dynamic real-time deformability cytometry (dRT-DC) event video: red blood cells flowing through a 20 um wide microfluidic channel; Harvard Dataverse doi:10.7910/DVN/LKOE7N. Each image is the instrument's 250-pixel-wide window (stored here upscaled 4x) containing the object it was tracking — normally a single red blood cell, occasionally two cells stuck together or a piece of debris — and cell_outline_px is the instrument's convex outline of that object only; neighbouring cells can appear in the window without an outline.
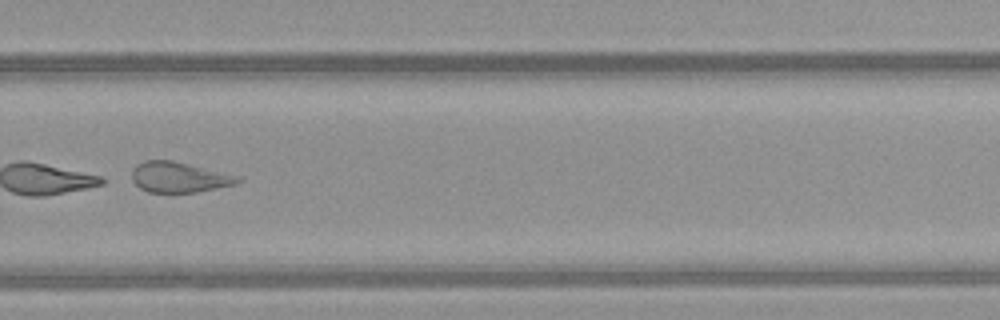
{"species": "common noctule bat (a hibernating species)", "species_latin": "Nyctalus noctula", "temperature_condition": "warm", "stored_images_in_passage": 49, "camera_frame_rate_fps": 3000, "um_per_image_px": 0.085, "animal": {"sex": "female", "body_mass_g": 21.9}, "frame": {"image": 1, "passage_image": 35, "time_ms": 11.333, "image_size_px": [1000, 320], "cell_outline_px": [[244, 180], [236, 184], [196, 192], [148, 192], [140, 188], [132, 180], [132, 168], [136, 164], [144, 160], [172, 160], [240, 176]], "centroid_in_image_um": [15.22, 15.05], "position_along_channel_um": 314.6, "area_um2": 18.84}}